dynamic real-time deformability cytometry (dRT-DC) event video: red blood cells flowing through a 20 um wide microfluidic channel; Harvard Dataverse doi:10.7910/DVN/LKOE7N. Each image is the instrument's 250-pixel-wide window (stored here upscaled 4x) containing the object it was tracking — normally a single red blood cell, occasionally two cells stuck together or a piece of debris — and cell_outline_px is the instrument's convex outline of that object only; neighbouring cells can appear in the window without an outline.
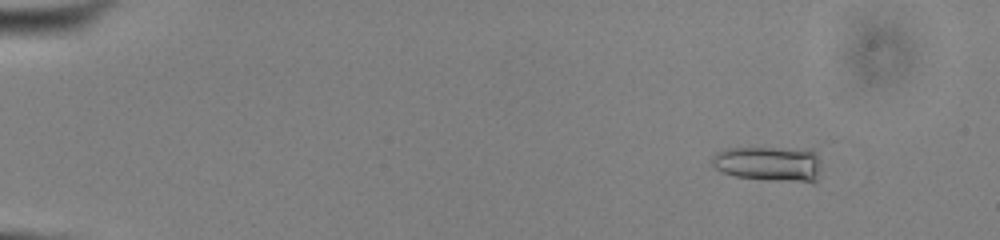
{"species": "common noctule bat (a hibernating species)", "species_latin": "Nyctalus noctula", "temperature_condition": "cold", "stored_images_in_passage": 34, "camera_frame_rate_fps": 3000, "um_per_image_px": 0.085, "animal": {"sex": "male", "body_mass_g": 13.0, "forearm_length_mm": 53.1}, "frame": {"image": 1, "passage_image": 8, "time_ms": 2.333, "image_size_px": [1000, 240], "cell_outline_px": [[820, 180], [816, 184], [812, 184], [768, 180], [736, 176], [720, 172], [712, 164], [712, 156], [716, 152], [728, 148], [812, 148], [816, 152], [820, 160]], "centroid_in_image_um": [65.48, 13.94], "position_along_channel_um": 19.5, "area_um2": 23.29}}
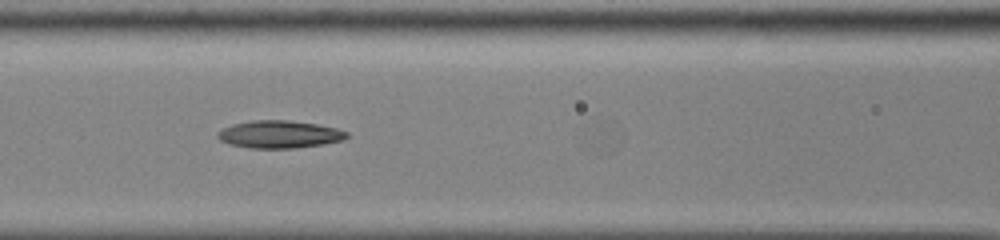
{"frame": {"image": 2, "passage_image": 27, "time_ms": 8.667, "image_size_px": [1000, 240], "cell_outline_px": [[348, 136], [344, 140], [324, 144], [296, 148], [248, 148], [228, 144], [220, 140], [216, 136], [224, 128], [232, 124], [252, 120], [288, 120], [316, 124], [336, 128], [348, 132]], "centroid_in_image_um": [23.76, 11.42], "position_along_channel_um": 142.8, "area_um2": 20.75}}
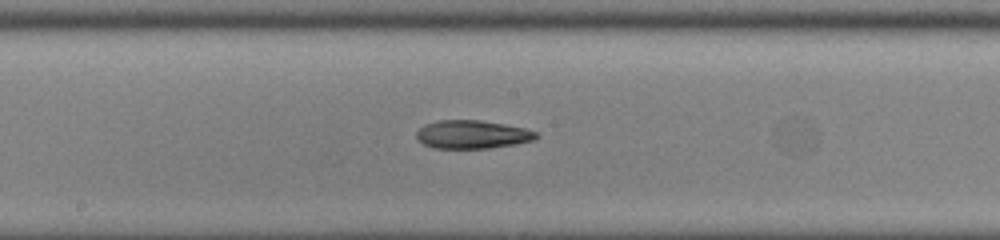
{"frame": {"image": 3, "passage_image": 32, "time_ms": 10.333, "image_size_px": [1000, 240], "cell_outline_px": [[540, 136], [536, 140], [516, 144], [488, 148], [432, 148], [416, 140], [416, 132], [424, 124], [440, 120], [480, 120], [504, 124], [524, 128], [536, 132]], "centroid_in_image_um": [40.14, 11.43], "position_along_channel_um": 208.1, "area_um2": 19.88}}